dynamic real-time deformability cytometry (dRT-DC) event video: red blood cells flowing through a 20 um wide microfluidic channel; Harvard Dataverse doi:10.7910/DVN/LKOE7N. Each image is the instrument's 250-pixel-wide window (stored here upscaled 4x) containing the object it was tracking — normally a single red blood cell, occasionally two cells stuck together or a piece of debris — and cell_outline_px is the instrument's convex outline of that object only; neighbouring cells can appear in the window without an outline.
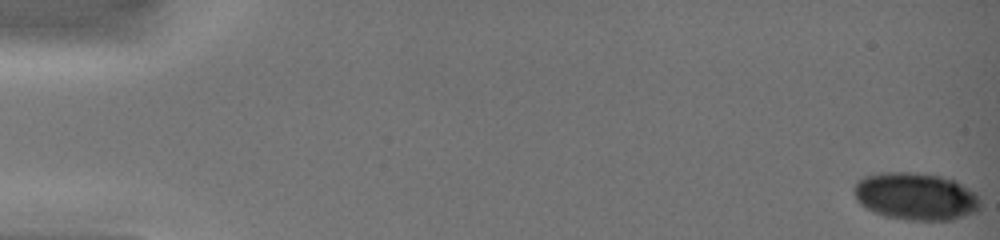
{"species": "common noctule bat (a hibernating species)", "species_latin": "Nyctalus noctula", "temperature_condition": "warm", "stored_images_in_passage": 16, "camera_frame_rate_fps": 3000, "um_per_image_px": 0.085, "animal": {"sex": "female", "body_mass_g": 19.0, "forearm_length_mm": 51.5}, "frame": {"image": 1, "passage_image": 1, "time_ms": 0.0, "image_size_px": [1000, 240], "cell_outline_px": [[980, 208], [976, 212], [952, 220], [912, 220], [884, 216], [872, 212], [860, 204], [856, 200], [852, 188], [856, 180], [864, 176], [880, 172], [912, 172], [940, 176], [956, 180], [976, 192], [980, 200]], "centroid_in_image_um": [77.81, 16.68], "position_along_channel_um": 7.2, "area_um2": 35.43}}
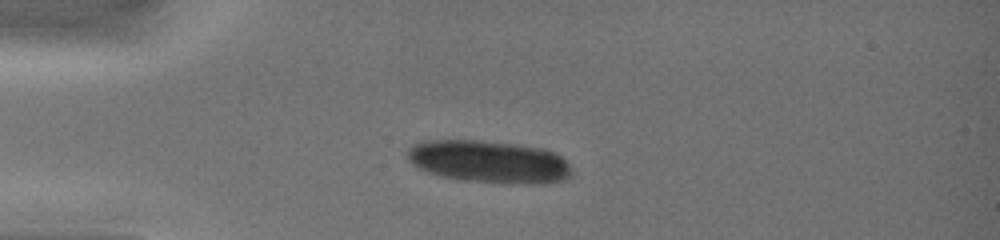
{"frame": {"image": 2, "passage_image": 11, "time_ms": 4.333, "image_size_px": [1000, 240], "cell_outline_px": [[572, 172], [564, 180], [544, 184], [508, 184], [460, 180], [440, 176], [416, 168], [404, 156], [404, 152], [412, 144], [420, 140], [480, 140], [544, 148], [556, 152], [572, 168]], "centroid_in_image_um": [41.5, 13.75], "position_along_channel_um": 43.5, "area_um2": 41.5}}